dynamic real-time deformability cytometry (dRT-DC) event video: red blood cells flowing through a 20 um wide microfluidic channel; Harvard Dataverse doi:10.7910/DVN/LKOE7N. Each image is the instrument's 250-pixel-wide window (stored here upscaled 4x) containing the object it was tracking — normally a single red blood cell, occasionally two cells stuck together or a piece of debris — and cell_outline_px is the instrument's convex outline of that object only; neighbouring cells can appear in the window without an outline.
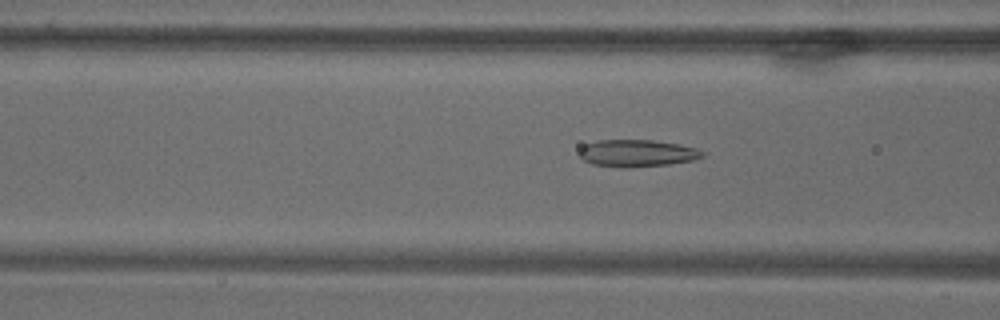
{"species": "common noctule bat (a hibernating species)", "species_latin": "Nyctalus noctula", "temperature_condition": "warm", "stored_images_in_passage": 40, "camera_frame_rate_fps": 3000, "um_per_image_px": 0.085, "animal": {"sex": "male", "body_mass_g": 18.8}, "frame": {"image": 1, "passage_image": 5, "time_ms": 1.333, "image_size_px": [1000, 320], "cell_outline_px": [[704, 156], [692, 160], [668, 164], [624, 168], [620, 168], [592, 164], [584, 160], [580, 156], [580, 148], [584, 144], [596, 140], [652, 140], [680, 144], [696, 148], [704, 152]], "centroid_in_image_um": [54.12, 13.02], "position_along_channel_um": 112.5, "area_um2": 19.48}}
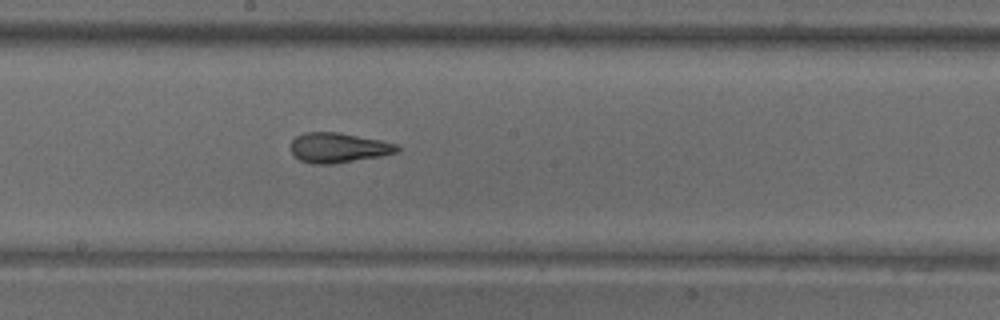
{"frame": {"image": 2, "passage_image": 16, "time_ms": 5.0, "image_size_px": [1000, 320], "cell_outline_px": [[400, 152], [380, 156], [332, 164], [312, 164], [300, 160], [292, 156], [288, 148], [292, 140], [296, 136], [304, 132], [336, 132], [380, 140], [396, 144], [400, 148]], "centroid_in_image_um": [28.69, 12.56], "position_along_channel_um": 219.5, "area_um2": 18.73}}
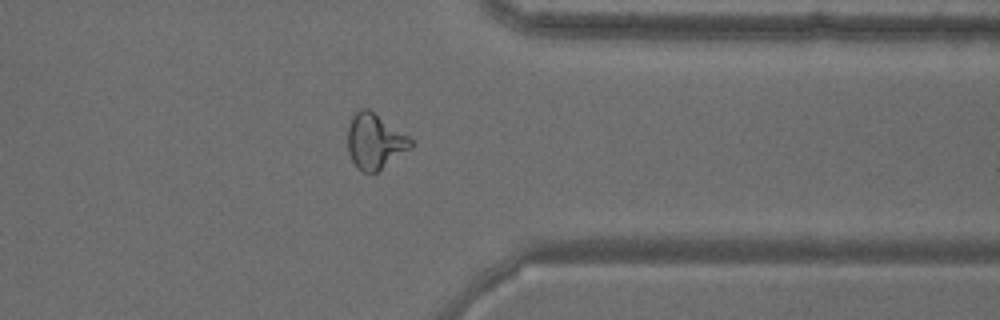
{"frame": {"image": 3, "passage_image": 33, "time_ms": 10.667, "image_size_px": [1000, 320], "cell_outline_px": [[412, 148], [376, 172], [364, 172], [352, 160], [348, 152], [348, 124], [352, 116], [360, 108], [368, 108], [408, 136], [412, 140]], "centroid_in_image_um": [31.85, 11.99], "position_along_channel_um": 379.5, "area_um2": 20.0}}